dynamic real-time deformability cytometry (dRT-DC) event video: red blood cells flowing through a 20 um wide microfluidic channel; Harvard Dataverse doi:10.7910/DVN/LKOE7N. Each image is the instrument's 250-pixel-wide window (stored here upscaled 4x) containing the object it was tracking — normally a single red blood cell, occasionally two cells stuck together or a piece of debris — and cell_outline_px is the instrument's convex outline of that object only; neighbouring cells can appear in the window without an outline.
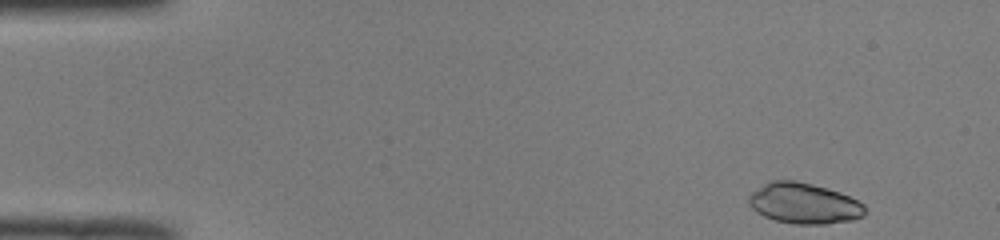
{"species": "common noctule bat (a hibernating species)", "species_latin": "Nyctalus noctula", "temperature_condition": "room temperature", "stored_images_in_passage": 47, "camera_frame_rate_fps": 3000, "um_per_image_px": 0.085, "animal": {"sex": "male", "body_mass_g": 19.0, "forearm_length_mm": 50.8}, "frame": {"image": 1, "passage_image": 1, "time_ms": 0.0, "image_size_px": [1000, 240], "cell_outline_px": [[868, 212], [864, 216], [852, 220], [828, 224], [792, 224], [776, 220], [764, 216], [756, 212], [748, 204], [748, 196], [752, 192], [764, 184], [772, 180], [792, 180], [812, 184], [840, 192], [864, 204]], "centroid_in_image_um": [68.35, 17.3], "position_along_channel_um": 16.6, "area_um2": 27.69}}
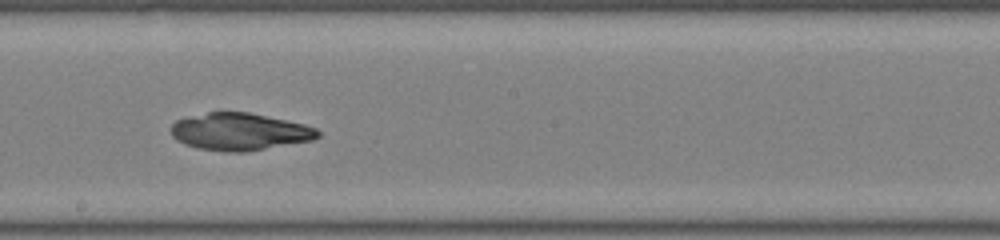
{"frame": {"image": 2, "passage_image": 25, "time_ms": 8.0, "image_size_px": [1000, 240], "cell_outline_px": [[320, 136], [312, 140], [244, 152], [224, 152], [196, 148], [184, 144], [176, 140], [172, 136], [172, 124], [176, 120], [188, 116], [208, 112], [248, 112], [304, 124], [316, 128], [320, 132]], "centroid_in_image_um": [20.34, 11.2], "position_along_channel_um": 227.9, "area_um2": 31.85}}
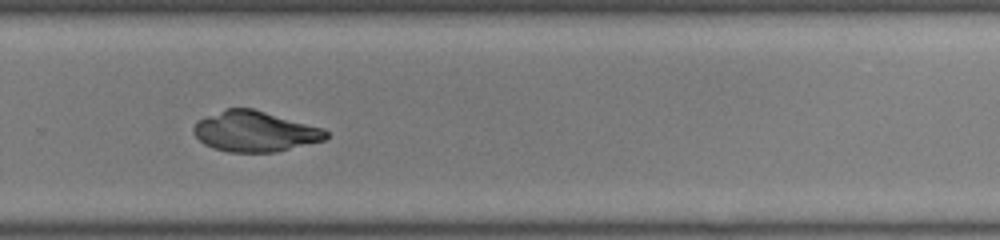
{"frame": {"image": 3, "passage_image": 31, "time_ms": 10.0, "image_size_px": [1000, 240], "cell_outline_px": [[328, 136], [324, 140], [276, 152], [228, 152], [212, 148], [204, 144], [192, 132], [192, 128], [196, 120], [228, 108], [252, 108], [324, 128], [328, 132]], "centroid_in_image_um": [21.64, 11.17], "position_along_channel_um": 308.2, "area_um2": 31.27}}